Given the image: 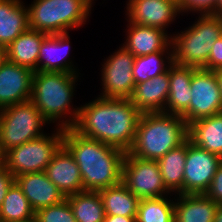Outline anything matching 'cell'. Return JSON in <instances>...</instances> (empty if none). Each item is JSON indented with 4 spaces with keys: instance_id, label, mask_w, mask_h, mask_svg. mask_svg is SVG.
<instances>
[{
    "instance_id": "obj_25",
    "label": "cell",
    "mask_w": 222,
    "mask_h": 222,
    "mask_svg": "<svg viewBox=\"0 0 222 222\" xmlns=\"http://www.w3.org/2000/svg\"><path fill=\"white\" fill-rule=\"evenodd\" d=\"M186 155L187 140L157 161L164 186L171 194H183Z\"/></svg>"
},
{
    "instance_id": "obj_14",
    "label": "cell",
    "mask_w": 222,
    "mask_h": 222,
    "mask_svg": "<svg viewBox=\"0 0 222 222\" xmlns=\"http://www.w3.org/2000/svg\"><path fill=\"white\" fill-rule=\"evenodd\" d=\"M70 35L69 32L48 34L43 39L39 50L38 72L81 74L78 65H76L78 63L74 60L75 57L71 55L72 44Z\"/></svg>"
},
{
    "instance_id": "obj_42",
    "label": "cell",
    "mask_w": 222,
    "mask_h": 222,
    "mask_svg": "<svg viewBox=\"0 0 222 222\" xmlns=\"http://www.w3.org/2000/svg\"><path fill=\"white\" fill-rule=\"evenodd\" d=\"M2 159H3V156L0 153V164L3 162Z\"/></svg>"
},
{
    "instance_id": "obj_30",
    "label": "cell",
    "mask_w": 222,
    "mask_h": 222,
    "mask_svg": "<svg viewBox=\"0 0 222 222\" xmlns=\"http://www.w3.org/2000/svg\"><path fill=\"white\" fill-rule=\"evenodd\" d=\"M174 198V194L142 198L138 205L136 222H174Z\"/></svg>"
},
{
    "instance_id": "obj_38",
    "label": "cell",
    "mask_w": 222,
    "mask_h": 222,
    "mask_svg": "<svg viewBox=\"0 0 222 222\" xmlns=\"http://www.w3.org/2000/svg\"><path fill=\"white\" fill-rule=\"evenodd\" d=\"M215 74H216V78H217L218 85H219L220 92H221V96H222V69L216 70Z\"/></svg>"
},
{
    "instance_id": "obj_12",
    "label": "cell",
    "mask_w": 222,
    "mask_h": 222,
    "mask_svg": "<svg viewBox=\"0 0 222 222\" xmlns=\"http://www.w3.org/2000/svg\"><path fill=\"white\" fill-rule=\"evenodd\" d=\"M125 4L127 23L160 28L171 36L169 27L182 16L179 0H127Z\"/></svg>"
},
{
    "instance_id": "obj_13",
    "label": "cell",
    "mask_w": 222,
    "mask_h": 222,
    "mask_svg": "<svg viewBox=\"0 0 222 222\" xmlns=\"http://www.w3.org/2000/svg\"><path fill=\"white\" fill-rule=\"evenodd\" d=\"M222 158L187 139L183 194H205Z\"/></svg>"
},
{
    "instance_id": "obj_11",
    "label": "cell",
    "mask_w": 222,
    "mask_h": 222,
    "mask_svg": "<svg viewBox=\"0 0 222 222\" xmlns=\"http://www.w3.org/2000/svg\"><path fill=\"white\" fill-rule=\"evenodd\" d=\"M122 183L138 198H159L171 195L164 186L158 162L125 155Z\"/></svg>"
},
{
    "instance_id": "obj_3",
    "label": "cell",
    "mask_w": 222,
    "mask_h": 222,
    "mask_svg": "<svg viewBox=\"0 0 222 222\" xmlns=\"http://www.w3.org/2000/svg\"><path fill=\"white\" fill-rule=\"evenodd\" d=\"M65 72H34L30 101L50 125L72 128L77 121L80 106L74 105V96L82 75ZM81 77V78H80ZM77 83V84H76Z\"/></svg>"
},
{
    "instance_id": "obj_21",
    "label": "cell",
    "mask_w": 222,
    "mask_h": 222,
    "mask_svg": "<svg viewBox=\"0 0 222 222\" xmlns=\"http://www.w3.org/2000/svg\"><path fill=\"white\" fill-rule=\"evenodd\" d=\"M218 204L205 194H177L174 222H214Z\"/></svg>"
},
{
    "instance_id": "obj_20",
    "label": "cell",
    "mask_w": 222,
    "mask_h": 222,
    "mask_svg": "<svg viewBox=\"0 0 222 222\" xmlns=\"http://www.w3.org/2000/svg\"><path fill=\"white\" fill-rule=\"evenodd\" d=\"M196 67L172 63L168 69L169 93L164 109L165 113L182 115L189 107L191 100L190 83Z\"/></svg>"
},
{
    "instance_id": "obj_24",
    "label": "cell",
    "mask_w": 222,
    "mask_h": 222,
    "mask_svg": "<svg viewBox=\"0 0 222 222\" xmlns=\"http://www.w3.org/2000/svg\"><path fill=\"white\" fill-rule=\"evenodd\" d=\"M188 139L196 146L222 158V113L190 123Z\"/></svg>"
},
{
    "instance_id": "obj_33",
    "label": "cell",
    "mask_w": 222,
    "mask_h": 222,
    "mask_svg": "<svg viewBox=\"0 0 222 222\" xmlns=\"http://www.w3.org/2000/svg\"><path fill=\"white\" fill-rule=\"evenodd\" d=\"M205 195L212 199L216 204L222 205V163L218 166Z\"/></svg>"
},
{
    "instance_id": "obj_36",
    "label": "cell",
    "mask_w": 222,
    "mask_h": 222,
    "mask_svg": "<svg viewBox=\"0 0 222 222\" xmlns=\"http://www.w3.org/2000/svg\"><path fill=\"white\" fill-rule=\"evenodd\" d=\"M136 217L105 215L103 222H136Z\"/></svg>"
},
{
    "instance_id": "obj_32",
    "label": "cell",
    "mask_w": 222,
    "mask_h": 222,
    "mask_svg": "<svg viewBox=\"0 0 222 222\" xmlns=\"http://www.w3.org/2000/svg\"><path fill=\"white\" fill-rule=\"evenodd\" d=\"M217 0H179V8L182 16L193 15H216Z\"/></svg>"
},
{
    "instance_id": "obj_34",
    "label": "cell",
    "mask_w": 222,
    "mask_h": 222,
    "mask_svg": "<svg viewBox=\"0 0 222 222\" xmlns=\"http://www.w3.org/2000/svg\"><path fill=\"white\" fill-rule=\"evenodd\" d=\"M207 69L216 71L222 69V36L215 40L208 57Z\"/></svg>"
},
{
    "instance_id": "obj_4",
    "label": "cell",
    "mask_w": 222,
    "mask_h": 222,
    "mask_svg": "<svg viewBox=\"0 0 222 222\" xmlns=\"http://www.w3.org/2000/svg\"><path fill=\"white\" fill-rule=\"evenodd\" d=\"M188 139V125L180 115L165 112L143 113L128 153L158 161Z\"/></svg>"
},
{
    "instance_id": "obj_27",
    "label": "cell",
    "mask_w": 222,
    "mask_h": 222,
    "mask_svg": "<svg viewBox=\"0 0 222 222\" xmlns=\"http://www.w3.org/2000/svg\"><path fill=\"white\" fill-rule=\"evenodd\" d=\"M77 222H103L105 210L98 191H83L66 197Z\"/></svg>"
},
{
    "instance_id": "obj_2",
    "label": "cell",
    "mask_w": 222,
    "mask_h": 222,
    "mask_svg": "<svg viewBox=\"0 0 222 222\" xmlns=\"http://www.w3.org/2000/svg\"><path fill=\"white\" fill-rule=\"evenodd\" d=\"M63 146L79 166L84 191H99L122 182L126 151L64 129Z\"/></svg>"
},
{
    "instance_id": "obj_37",
    "label": "cell",
    "mask_w": 222,
    "mask_h": 222,
    "mask_svg": "<svg viewBox=\"0 0 222 222\" xmlns=\"http://www.w3.org/2000/svg\"><path fill=\"white\" fill-rule=\"evenodd\" d=\"M7 60L6 48L0 46V68L2 67L3 63Z\"/></svg>"
},
{
    "instance_id": "obj_1",
    "label": "cell",
    "mask_w": 222,
    "mask_h": 222,
    "mask_svg": "<svg viewBox=\"0 0 222 222\" xmlns=\"http://www.w3.org/2000/svg\"><path fill=\"white\" fill-rule=\"evenodd\" d=\"M142 114L130 99L96 96L81 104L72 129L83 137L128 152L135 139Z\"/></svg>"
},
{
    "instance_id": "obj_22",
    "label": "cell",
    "mask_w": 222,
    "mask_h": 222,
    "mask_svg": "<svg viewBox=\"0 0 222 222\" xmlns=\"http://www.w3.org/2000/svg\"><path fill=\"white\" fill-rule=\"evenodd\" d=\"M25 0H0V46L7 47L29 28Z\"/></svg>"
},
{
    "instance_id": "obj_15",
    "label": "cell",
    "mask_w": 222,
    "mask_h": 222,
    "mask_svg": "<svg viewBox=\"0 0 222 222\" xmlns=\"http://www.w3.org/2000/svg\"><path fill=\"white\" fill-rule=\"evenodd\" d=\"M34 71L8 59L0 68V110L30 100Z\"/></svg>"
},
{
    "instance_id": "obj_10",
    "label": "cell",
    "mask_w": 222,
    "mask_h": 222,
    "mask_svg": "<svg viewBox=\"0 0 222 222\" xmlns=\"http://www.w3.org/2000/svg\"><path fill=\"white\" fill-rule=\"evenodd\" d=\"M190 87L192 95L189 107L181 115L187 125L195 120L222 113V96L215 71L196 68Z\"/></svg>"
},
{
    "instance_id": "obj_23",
    "label": "cell",
    "mask_w": 222,
    "mask_h": 222,
    "mask_svg": "<svg viewBox=\"0 0 222 222\" xmlns=\"http://www.w3.org/2000/svg\"><path fill=\"white\" fill-rule=\"evenodd\" d=\"M47 33L28 28L6 47L7 59L38 72L39 50Z\"/></svg>"
},
{
    "instance_id": "obj_9",
    "label": "cell",
    "mask_w": 222,
    "mask_h": 222,
    "mask_svg": "<svg viewBox=\"0 0 222 222\" xmlns=\"http://www.w3.org/2000/svg\"><path fill=\"white\" fill-rule=\"evenodd\" d=\"M117 49V50H116ZM113 53L104 57L100 68V91L103 98L129 99L135 83L133 64L135 56L121 44Z\"/></svg>"
},
{
    "instance_id": "obj_40",
    "label": "cell",
    "mask_w": 222,
    "mask_h": 222,
    "mask_svg": "<svg viewBox=\"0 0 222 222\" xmlns=\"http://www.w3.org/2000/svg\"><path fill=\"white\" fill-rule=\"evenodd\" d=\"M216 15H222V0H217Z\"/></svg>"
},
{
    "instance_id": "obj_19",
    "label": "cell",
    "mask_w": 222,
    "mask_h": 222,
    "mask_svg": "<svg viewBox=\"0 0 222 222\" xmlns=\"http://www.w3.org/2000/svg\"><path fill=\"white\" fill-rule=\"evenodd\" d=\"M168 71L135 84L130 101L142 112H164L169 93Z\"/></svg>"
},
{
    "instance_id": "obj_18",
    "label": "cell",
    "mask_w": 222,
    "mask_h": 222,
    "mask_svg": "<svg viewBox=\"0 0 222 222\" xmlns=\"http://www.w3.org/2000/svg\"><path fill=\"white\" fill-rule=\"evenodd\" d=\"M45 173L65 197L84 191L79 166L64 146L54 155Z\"/></svg>"
},
{
    "instance_id": "obj_8",
    "label": "cell",
    "mask_w": 222,
    "mask_h": 222,
    "mask_svg": "<svg viewBox=\"0 0 222 222\" xmlns=\"http://www.w3.org/2000/svg\"><path fill=\"white\" fill-rule=\"evenodd\" d=\"M64 129L55 127L42 136L14 147L3 155V163L14 177L43 172L63 146Z\"/></svg>"
},
{
    "instance_id": "obj_41",
    "label": "cell",
    "mask_w": 222,
    "mask_h": 222,
    "mask_svg": "<svg viewBox=\"0 0 222 222\" xmlns=\"http://www.w3.org/2000/svg\"><path fill=\"white\" fill-rule=\"evenodd\" d=\"M19 222H37L36 218L33 217L32 219L30 220H26V221H19Z\"/></svg>"
},
{
    "instance_id": "obj_39",
    "label": "cell",
    "mask_w": 222,
    "mask_h": 222,
    "mask_svg": "<svg viewBox=\"0 0 222 222\" xmlns=\"http://www.w3.org/2000/svg\"><path fill=\"white\" fill-rule=\"evenodd\" d=\"M214 222H222V205H218Z\"/></svg>"
},
{
    "instance_id": "obj_26",
    "label": "cell",
    "mask_w": 222,
    "mask_h": 222,
    "mask_svg": "<svg viewBox=\"0 0 222 222\" xmlns=\"http://www.w3.org/2000/svg\"><path fill=\"white\" fill-rule=\"evenodd\" d=\"M98 192L104 206L105 215L136 217L141 199L129 191L122 182Z\"/></svg>"
},
{
    "instance_id": "obj_6",
    "label": "cell",
    "mask_w": 222,
    "mask_h": 222,
    "mask_svg": "<svg viewBox=\"0 0 222 222\" xmlns=\"http://www.w3.org/2000/svg\"><path fill=\"white\" fill-rule=\"evenodd\" d=\"M196 20L172 35L173 62L207 69L215 40L222 36V15H193Z\"/></svg>"
},
{
    "instance_id": "obj_5",
    "label": "cell",
    "mask_w": 222,
    "mask_h": 222,
    "mask_svg": "<svg viewBox=\"0 0 222 222\" xmlns=\"http://www.w3.org/2000/svg\"><path fill=\"white\" fill-rule=\"evenodd\" d=\"M95 1L33 0L31 4L26 3L29 28L47 34L77 31L90 21Z\"/></svg>"
},
{
    "instance_id": "obj_16",
    "label": "cell",
    "mask_w": 222,
    "mask_h": 222,
    "mask_svg": "<svg viewBox=\"0 0 222 222\" xmlns=\"http://www.w3.org/2000/svg\"><path fill=\"white\" fill-rule=\"evenodd\" d=\"M125 37L121 45L135 57L160 51H173L172 36L163 29L126 23Z\"/></svg>"
},
{
    "instance_id": "obj_35",
    "label": "cell",
    "mask_w": 222,
    "mask_h": 222,
    "mask_svg": "<svg viewBox=\"0 0 222 222\" xmlns=\"http://www.w3.org/2000/svg\"><path fill=\"white\" fill-rule=\"evenodd\" d=\"M15 182V177L12 173L7 169V166L2 162L0 164V207L4 201V198Z\"/></svg>"
},
{
    "instance_id": "obj_17",
    "label": "cell",
    "mask_w": 222,
    "mask_h": 222,
    "mask_svg": "<svg viewBox=\"0 0 222 222\" xmlns=\"http://www.w3.org/2000/svg\"><path fill=\"white\" fill-rule=\"evenodd\" d=\"M15 182L21 188L35 212L66 199L57 186L48 179L45 171L16 176Z\"/></svg>"
},
{
    "instance_id": "obj_28",
    "label": "cell",
    "mask_w": 222,
    "mask_h": 222,
    "mask_svg": "<svg viewBox=\"0 0 222 222\" xmlns=\"http://www.w3.org/2000/svg\"><path fill=\"white\" fill-rule=\"evenodd\" d=\"M173 63V51H160L137 56L133 64L134 83L145 82L168 71Z\"/></svg>"
},
{
    "instance_id": "obj_31",
    "label": "cell",
    "mask_w": 222,
    "mask_h": 222,
    "mask_svg": "<svg viewBox=\"0 0 222 222\" xmlns=\"http://www.w3.org/2000/svg\"><path fill=\"white\" fill-rule=\"evenodd\" d=\"M37 222H77L73 215L68 199L39 209L35 212Z\"/></svg>"
},
{
    "instance_id": "obj_7",
    "label": "cell",
    "mask_w": 222,
    "mask_h": 222,
    "mask_svg": "<svg viewBox=\"0 0 222 222\" xmlns=\"http://www.w3.org/2000/svg\"><path fill=\"white\" fill-rule=\"evenodd\" d=\"M50 124L30 101L0 110V153L36 139L46 133Z\"/></svg>"
},
{
    "instance_id": "obj_29",
    "label": "cell",
    "mask_w": 222,
    "mask_h": 222,
    "mask_svg": "<svg viewBox=\"0 0 222 222\" xmlns=\"http://www.w3.org/2000/svg\"><path fill=\"white\" fill-rule=\"evenodd\" d=\"M35 217V211L16 182L9 188L0 207V222H19Z\"/></svg>"
}]
</instances>
